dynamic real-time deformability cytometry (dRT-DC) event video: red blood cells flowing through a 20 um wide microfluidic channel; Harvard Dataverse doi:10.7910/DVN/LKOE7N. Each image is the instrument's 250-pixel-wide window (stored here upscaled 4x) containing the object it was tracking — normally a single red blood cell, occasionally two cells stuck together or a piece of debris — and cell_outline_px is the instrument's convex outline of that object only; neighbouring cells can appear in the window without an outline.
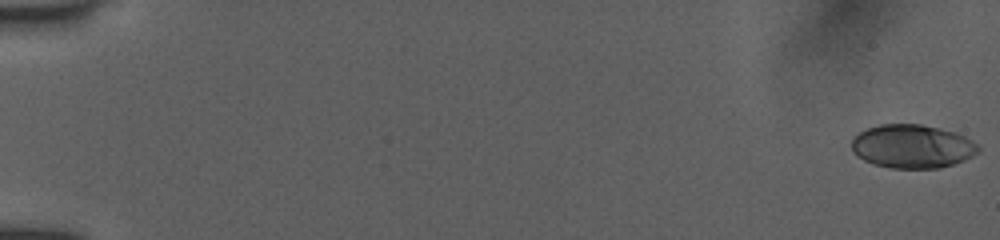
{"species": "human", "species_latin": "Homo sapiens", "temperature_condition": "room temperature", "stored_images_in_passage": 23, "camera_frame_rate_fps": 3000, "um_per_image_px": 0.085, "donor": {"sex": "female"}, "frame": {"image": 1, "passage_image": 1, "time_ms": 0.0, "image_size_px": [1000, 240], "cell_outline_px": [[980, 152], [964, 160], [940, 168], [892, 168], [872, 164], [856, 156], [852, 152], [852, 136], [868, 128], [880, 124], [920, 124], [940, 128], [964, 136], [972, 140], [980, 148]], "centroid_in_image_um": [77.52, 12.44], "position_along_channel_um": 7.5, "area_um2": 32.25}}
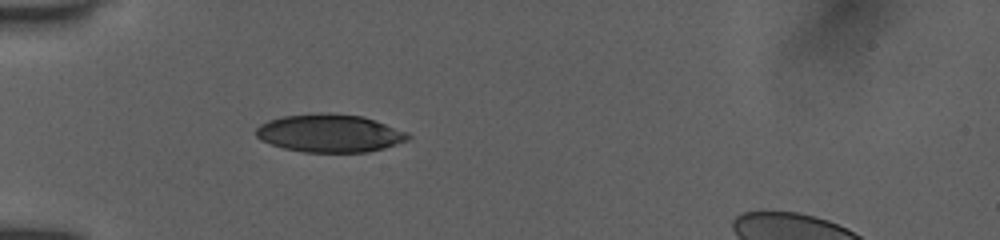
{"frame": {"image": 2, "passage_image": 16, "time_ms": 5.667, "image_size_px": [1000, 240], "cell_outline_px": [[412, 136], [408, 140], [384, 148], [368, 152], [304, 152], [284, 148], [272, 144], [256, 136], [256, 128], [260, 124], [268, 120], [284, 116], [316, 112], [328, 112], [364, 116], [408, 132]], "centroid_in_image_um": [28.05, 11.31], "position_along_channel_um": 56.9, "area_um2": 33.76}}
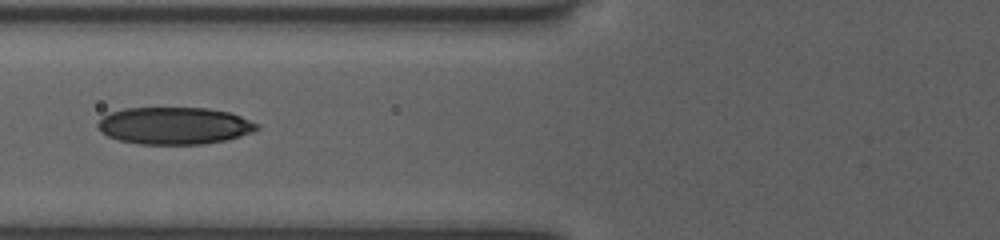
{"frame": {"image": 3, "passage_image": 22, "time_ms": 7.333, "image_size_px": [1000, 240], "cell_outline_px": [[260, 128], [252, 132], [228, 140], [204, 144], [140, 144], [120, 140], [108, 136], [100, 132], [96, 128], [96, 124], [104, 116], [112, 112], [124, 108], [208, 108], [228, 112], [240, 116], [260, 124]], "centroid_in_image_um": [14.83, 10.69], "position_along_channel_um": 111.0, "area_um2": 34.56}}